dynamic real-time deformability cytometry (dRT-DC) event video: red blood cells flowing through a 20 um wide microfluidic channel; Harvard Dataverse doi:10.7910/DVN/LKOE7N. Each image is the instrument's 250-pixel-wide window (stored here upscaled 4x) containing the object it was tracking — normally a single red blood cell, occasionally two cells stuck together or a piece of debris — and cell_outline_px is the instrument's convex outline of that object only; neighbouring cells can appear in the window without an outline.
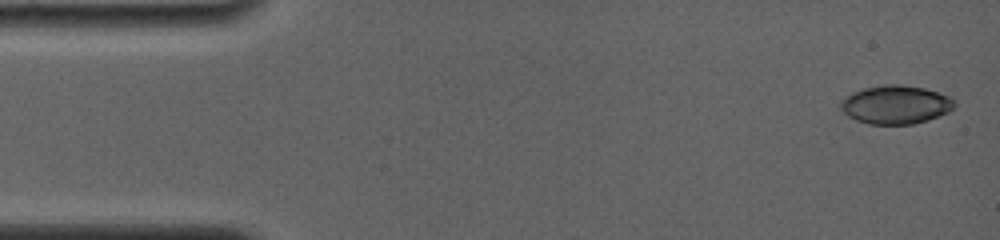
{"species": "common noctule bat (a hibernating species)", "species_latin": "Nyctalus noctula", "temperature_condition": "room temperature", "stored_images_in_passage": 8, "camera_frame_rate_fps": 4000, "um_per_image_px": 0.085, "animal": {"sex": "female", "body_mass_g": 19.0, "forearm_length_mm": 56.7}, "frame": {"image": 1, "passage_image": 1, "time_ms": 0.0, "image_size_px": [1000, 240], "cell_outline_px": [[956, 104], [948, 112], [928, 120], [912, 124], [868, 124], [856, 120], [848, 116], [840, 108], [840, 100], [844, 96], [852, 92], [864, 88], [884, 84], [900, 84], [924, 88], [948, 96], [956, 100]], "centroid_in_image_um": [76.1, 8.89], "position_along_channel_um": 8.9, "area_um2": 25.66}}
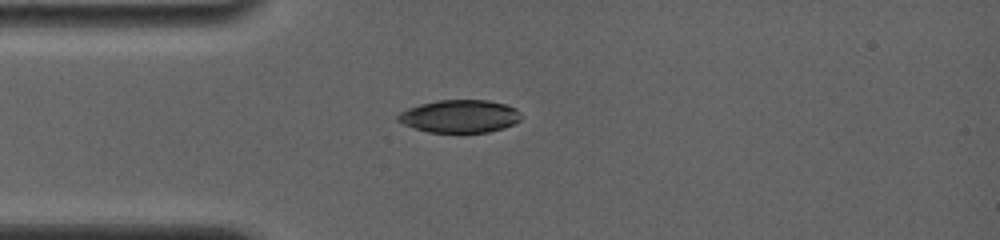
{"frame": {"image": 2, "passage_image": 5, "time_ms": 3.75, "image_size_px": [1000, 240], "cell_outline_px": [[524, 116], [520, 120], [504, 128], [488, 132], [428, 132], [412, 128], [396, 120], [396, 116], [400, 112], [408, 108], [420, 104], [440, 100], [488, 100], [504, 104], [516, 108]], "centroid_in_image_um": [39.08, 9.88], "position_along_channel_um": 45.9, "area_um2": 23.64}}
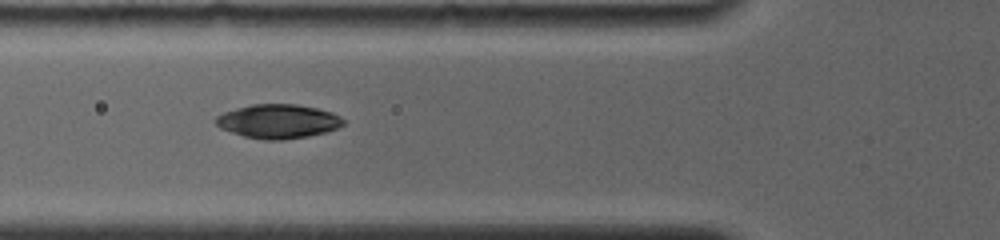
{"frame": {"image": 3, "passage_image": 7, "time_ms": 5.5, "image_size_px": [1000, 240], "cell_outline_px": [[344, 124], [328, 132], [308, 136], [280, 140], [264, 140], [244, 136], [220, 128], [212, 120], [216, 116], [224, 112], [236, 108], [252, 104], [296, 104], [316, 108], [332, 112], [340, 116], [344, 120]], "centroid_in_image_um": [23.63, 10.31], "position_along_channel_um": 102.2, "area_um2": 25.37}}